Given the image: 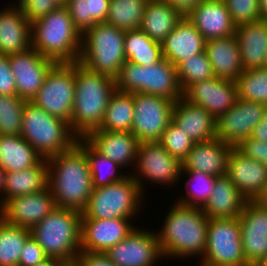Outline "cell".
<instances>
[{
    "label": "cell",
    "mask_w": 267,
    "mask_h": 266,
    "mask_svg": "<svg viewBox=\"0 0 267 266\" xmlns=\"http://www.w3.org/2000/svg\"><path fill=\"white\" fill-rule=\"evenodd\" d=\"M48 187L56 207L83 212L93 191L85 151L76 143L70 150L47 159Z\"/></svg>",
    "instance_id": "cell-1"
},
{
    "label": "cell",
    "mask_w": 267,
    "mask_h": 266,
    "mask_svg": "<svg viewBox=\"0 0 267 266\" xmlns=\"http://www.w3.org/2000/svg\"><path fill=\"white\" fill-rule=\"evenodd\" d=\"M209 218L202 208L173 203L166 213L162 228L157 230L163 258L184 259L199 256L206 249Z\"/></svg>",
    "instance_id": "cell-2"
},
{
    "label": "cell",
    "mask_w": 267,
    "mask_h": 266,
    "mask_svg": "<svg viewBox=\"0 0 267 266\" xmlns=\"http://www.w3.org/2000/svg\"><path fill=\"white\" fill-rule=\"evenodd\" d=\"M115 80L75 62V97L70 128L78 138L98 129L110 98L116 91Z\"/></svg>",
    "instance_id": "cell-3"
},
{
    "label": "cell",
    "mask_w": 267,
    "mask_h": 266,
    "mask_svg": "<svg viewBox=\"0 0 267 266\" xmlns=\"http://www.w3.org/2000/svg\"><path fill=\"white\" fill-rule=\"evenodd\" d=\"M32 47L55 63L78 62L82 34L63 4L31 23Z\"/></svg>",
    "instance_id": "cell-4"
},
{
    "label": "cell",
    "mask_w": 267,
    "mask_h": 266,
    "mask_svg": "<svg viewBox=\"0 0 267 266\" xmlns=\"http://www.w3.org/2000/svg\"><path fill=\"white\" fill-rule=\"evenodd\" d=\"M82 213L56 207L31 229L48 258L73 263L81 251Z\"/></svg>",
    "instance_id": "cell-5"
},
{
    "label": "cell",
    "mask_w": 267,
    "mask_h": 266,
    "mask_svg": "<svg viewBox=\"0 0 267 266\" xmlns=\"http://www.w3.org/2000/svg\"><path fill=\"white\" fill-rule=\"evenodd\" d=\"M125 30L96 23L81 36L78 62L87 69L115 79L126 61Z\"/></svg>",
    "instance_id": "cell-6"
},
{
    "label": "cell",
    "mask_w": 267,
    "mask_h": 266,
    "mask_svg": "<svg viewBox=\"0 0 267 266\" xmlns=\"http://www.w3.org/2000/svg\"><path fill=\"white\" fill-rule=\"evenodd\" d=\"M21 136L43 159L70 150L78 140L67 121L48 114L31 101L25 102Z\"/></svg>",
    "instance_id": "cell-7"
},
{
    "label": "cell",
    "mask_w": 267,
    "mask_h": 266,
    "mask_svg": "<svg viewBox=\"0 0 267 266\" xmlns=\"http://www.w3.org/2000/svg\"><path fill=\"white\" fill-rule=\"evenodd\" d=\"M114 80L117 91L124 93L151 94L174 102L183 97L177 68L166 58L146 66L126 60Z\"/></svg>",
    "instance_id": "cell-8"
},
{
    "label": "cell",
    "mask_w": 267,
    "mask_h": 266,
    "mask_svg": "<svg viewBox=\"0 0 267 266\" xmlns=\"http://www.w3.org/2000/svg\"><path fill=\"white\" fill-rule=\"evenodd\" d=\"M144 193L128 173L120 182H115L92 191L82 218H136L143 205Z\"/></svg>",
    "instance_id": "cell-9"
},
{
    "label": "cell",
    "mask_w": 267,
    "mask_h": 266,
    "mask_svg": "<svg viewBox=\"0 0 267 266\" xmlns=\"http://www.w3.org/2000/svg\"><path fill=\"white\" fill-rule=\"evenodd\" d=\"M200 266H250L243 254L239 218L209 219Z\"/></svg>",
    "instance_id": "cell-10"
},
{
    "label": "cell",
    "mask_w": 267,
    "mask_h": 266,
    "mask_svg": "<svg viewBox=\"0 0 267 266\" xmlns=\"http://www.w3.org/2000/svg\"><path fill=\"white\" fill-rule=\"evenodd\" d=\"M74 94L75 63H55L31 102L70 124Z\"/></svg>",
    "instance_id": "cell-11"
},
{
    "label": "cell",
    "mask_w": 267,
    "mask_h": 266,
    "mask_svg": "<svg viewBox=\"0 0 267 266\" xmlns=\"http://www.w3.org/2000/svg\"><path fill=\"white\" fill-rule=\"evenodd\" d=\"M131 170L133 174L130 173V175L143 193H145L144 181L146 180L153 182V185L154 183L166 184L170 187L178 183V179L181 180L183 176L181 175L182 162L171 156L159 141L139 143L136 162Z\"/></svg>",
    "instance_id": "cell-12"
},
{
    "label": "cell",
    "mask_w": 267,
    "mask_h": 266,
    "mask_svg": "<svg viewBox=\"0 0 267 266\" xmlns=\"http://www.w3.org/2000/svg\"><path fill=\"white\" fill-rule=\"evenodd\" d=\"M131 133L139 142L160 141L172 120L174 101L145 93H133Z\"/></svg>",
    "instance_id": "cell-13"
},
{
    "label": "cell",
    "mask_w": 267,
    "mask_h": 266,
    "mask_svg": "<svg viewBox=\"0 0 267 266\" xmlns=\"http://www.w3.org/2000/svg\"><path fill=\"white\" fill-rule=\"evenodd\" d=\"M105 254L116 266H156L158 259L164 260L157 232L138 226Z\"/></svg>",
    "instance_id": "cell-14"
},
{
    "label": "cell",
    "mask_w": 267,
    "mask_h": 266,
    "mask_svg": "<svg viewBox=\"0 0 267 266\" xmlns=\"http://www.w3.org/2000/svg\"><path fill=\"white\" fill-rule=\"evenodd\" d=\"M265 105L244 99L216 119V137L237 147L251 136L254 127L262 120Z\"/></svg>",
    "instance_id": "cell-15"
},
{
    "label": "cell",
    "mask_w": 267,
    "mask_h": 266,
    "mask_svg": "<svg viewBox=\"0 0 267 266\" xmlns=\"http://www.w3.org/2000/svg\"><path fill=\"white\" fill-rule=\"evenodd\" d=\"M9 63L15 77L17 96L25 101H32L42 87L45 76L55 64L33 47L9 55Z\"/></svg>",
    "instance_id": "cell-16"
},
{
    "label": "cell",
    "mask_w": 267,
    "mask_h": 266,
    "mask_svg": "<svg viewBox=\"0 0 267 266\" xmlns=\"http://www.w3.org/2000/svg\"><path fill=\"white\" fill-rule=\"evenodd\" d=\"M56 208L49 187L36 194L8 199L0 207V218L21 228L32 229Z\"/></svg>",
    "instance_id": "cell-17"
},
{
    "label": "cell",
    "mask_w": 267,
    "mask_h": 266,
    "mask_svg": "<svg viewBox=\"0 0 267 266\" xmlns=\"http://www.w3.org/2000/svg\"><path fill=\"white\" fill-rule=\"evenodd\" d=\"M183 98L201 106L217 119L236 104L237 86L234 81L214 77L190 85L183 92Z\"/></svg>",
    "instance_id": "cell-18"
},
{
    "label": "cell",
    "mask_w": 267,
    "mask_h": 266,
    "mask_svg": "<svg viewBox=\"0 0 267 266\" xmlns=\"http://www.w3.org/2000/svg\"><path fill=\"white\" fill-rule=\"evenodd\" d=\"M133 224L128 218H82L81 251L105 253L136 228Z\"/></svg>",
    "instance_id": "cell-19"
},
{
    "label": "cell",
    "mask_w": 267,
    "mask_h": 266,
    "mask_svg": "<svg viewBox=\"0 0 267 266\" xmlns=\"http://www.w3.org/2000/svg\"><path fill=\"white\" fill-rule=\"evenodd\" d=\"M238 218L243 254L251 266L267 256V209L254 200H247Z\"/></svg>",
    "instance_id": "cell-20"
},
{
    "label": "cell",
    "mask_w": 267,
    "mask_h": 266,
    "mask_svg": "<svg viewBox=\"0 0 267 266\" xmlns=\"http://www.w3.org/2000/svg\"><path fill=\"white\" fill-rule=\"evenodd\" d=\"M226 176L247 200H254L267 184V167L233 147L228 157Z\"/></svg>",
    "instance_id": "cell-21"
},
{
    "label": "cell",
    "mask_w": 267,
    "mask_h": 266,
    "mask_svg": "<svg viewBox=\"0 0 267 266\" xmlns=\"http://www.w3.org/2000/svg\"><path fill=\"white\" fill-rule=\"evenodd\" d=\"M84 139L100 154L118 163L123 169L136 162L139 141L130 131L95 129Z\"/></svg>",
    "instance_id": "cell-22"
},
{
    "label": "cell",
    "mask_w": 267,
    "mask_h": 266,
    "mask_svg": "<svg viewBox=\"0 0 267 266\" xmlns=\"http://www.w3.org/2000/svg\"><path fill=\"white\" fill-rule=\"evenodd\" d=\"M186 16L206 41L235 34L236 25L223 0H204Z\"/></svg>",
    "instance_id": "cell-23"
},
{
    "label": "cell",
    "mask_w": 267,
    "mask_h": 266,
    "mask_svg": "<svg viewBox=\"0 0 267 266\" xmlns=\"http://www.w3.org/2000/svg\"><path fill=\"white\" fill-rule=\"evenodd\" d=\"M233 146L217 137L195 143L182 161V171H201L211 176H224L227 173L229 153Z\"/></svg>",
    "instance_id": "cell-24"
},
{
    "label": "cell",
    "mask_w": 267,
    "mask_h": 266,
    "mask_svg": "<svg viewBox=\"0 0 267 266\" xmlns=\"http://www.w3.org/2000/svg\"><path fill=\"white\" fill-rule=\"evenodd\" d=\"M161 45L163 58L176 67L180 62L204 52L206 40L184 15Z\"/></svg>",
    "instance_id": "cell-25"
},
{
    "label": "cell",
    "mask_w": 267,
    "mask_h": 266,
    "mask_svg": "<svg viewBox=\"0 0 267 266\" xmlns=\"http://www.w3.org/2000/svg\"><path fill=\"white\" fill-rule=\"evenodd\" d=\"M0 10V53L4 55L24 52L32 47L31 23L15 5Z\"/></svg>",
    "instance_id": "cell-26"
},
{
    "label": "cell",
    "mask_w": 267,
    "mask_h": 266,
    "mask_svg": "<svg viewBox=\"0 0 267 266\" xmlns=\"http://www.w3.org/2000/svg\"><path fill=\"white\" fill-rule=\"evenodd\" d=\"M172 120L195 142L216 138V119L183 97L174 103Z\"/></svg>",
    "instance_id": "cell-27"
},
{
    "label": "cell",
    "mask_w": 267,
    "mask_h": 266,
    "mask_svg": "<svg viewBox=\"0 0 267 266\" xmlns=\"http://www.w3.org/2000/svg\"><path fill=\"white\" fill-rule=\"evenodd\" d=\"M205 52L216 78L235 82L244 72L240 47L235 34L207 40Z\"/></svg>",
    "instance_id": "cell-28"
},
{
    "label": "cell",
    "mask_w": 267,
    "mask_h": 266,
    "mask_svg": "<svg viewBox=\"0 0 267 266\" xmlns=\"http://www.w3.org/2000/svg\"><path fill=\"white\" fill-rule=\"evenodd\" d=\"M247 199L226 176L216 177L213 191L202 211L209 219L238 218Z\"/></svg>",
    "instance_id": "cell-29"
},
{
    "label": "cell",
    "mask_w": 267,
    "mask_h": 266,
    "mask_svg": "<svg viewBox=\"0 0 267 266\" xmlns=\"http://www.w3.org/2000/svg\"><path fill=\"white\" fill-rule=\"evenodd\" d=\"M237 38L244 70L265 67L267 50V22L260 20L236 26Z\"/></svg>",
    "instance_id": "cell-30"
},
{
    "label": "cell",
    "mask_w": 267,
    "mask_h": 266,
    "mask_svg": "<svg viewBox=\"0 0 267 266\" xmlns=\"http://www.w3.org/2000/svg\"><path fill=\"white\" fill-rule=\"evenodd\" d=\"M48 187L47 159L36 166L20 171L6 172L5 189L0 196V207L17 196L36 194Z\"/></svg>",
    "instance_id": "cell-31"
},
{
    "label": "cell",
    "mask_w": 267,
    "mask_h": 266,
    "mask_svg": "<svg viewBox=\"0 0 267 266\" xmlns=\"http://www.w3.org/2000/svg\"><path fill=\"white\" fill-rule=\"evenodd\" d=\"M183 16L164 0H148L139 29L161 44Z\"/></svg>",
    "instance_id": "cell-32"
},
{
    "label": "cell",
    "mask_w": 267,
    "mask_h": 266,
    "mask_svg": "<svg viewBox=\"0 0 267 266\" xmlns=\"http://www.w3.org/2000/svg\"><path fill=\"white\" fill-rule=\"evenodd\" d=\"M42 159L21 135H0V167L6 172L29 169Z\"/></svg>",
    "instance_id": "cell-33"
},
{
    "label": "cell",
    "mask_w": 267,
    "mask_h": 266,
    "mask_svg": "<svg viewBox=\"0 0 267 266\" xmlns=\"http://www.w3.org/2000/svg\"><path fill=\"white\" fill-rule=\"evenodd\" d=\"M126 60L137 65L156 64L163 59L162 45L140 29L125 31Z\"/></svg>",
    "instance_id": "cell-34"
},
{
    "label": "cell",
    "mask_w": 267,
    "mask_h": 266,
    "mask_svg": "<svg viewBox=\"0 0 267 266\" xmlns=\"http://www.w3.org/2000/svg\"><path fill=\"white\" fill-rule=\"evenodd\" d=\"M134 118L133 93L115 91L106 108L98 129L108 131H130Z\"/></svg>",
    "instance_id": "cell-35"
},
{
    "label": "cell",
    "mask_w": 267,
    "mask_h": 266,
    "mask_svg": "<svg viewBox=\"0 0 267 266\" xmlns=\"http://www.w3.org/2000/svg\"><path fill=\"white\" fill-rule=\"evenodd\" d=\"M77 144L85 151L89 161L93 189L120 182L128 176L121 172L122 167L118 163L98 153L84 138H78Z\"/></svg>",
    "instance_id": "cell-36"
},
{
    "label": "cell",
    "mask_w": 267,
    "mask_h": 266,
    "mask_svg": "<svg viewBox=\"0 0 267 266\" xmlns=\"http://www.w3.org/2000/svg\"><path fill=\"white\" fill-rule=\"evenodd\" d=\"M110 0H67L64 4L75 28L83 34L96 23L105 22Z\"/></svg>",
    "instance_id": "cell-37"
},
{
    "label": "cell",
    "mask_w": 267,
    "mask_h": 266,
    "mask_svg": "<svg viewBox=\"0 0 267 266\" xmlns=\"http://www.w3.org/2000/svg\"><path fill=\"white\" fill-rule=\"evenodd\" d=\"M148 0H110L106 23L122 30H136L142 23Z\"/></svg>",
    "instance_id": "cell-38"
},
{
    "label": "cell",
    "mask_w": 267,
    "mask_h": 266,
    "mask_svg": "<svg viewBox=\"0 0 267 266\" xmlns=\"http://www.w3.org/2000/svg\"><path fill=\"white\" fill-rule=\"evenodd\" d=\"M31 230L12 225L0 218V266H18L21 249Z\"/></svg>",
    "instance_id": "cell-39"
},
{
    "label": "cell",
    "mask_w": 267,
    "mask_h": 266,
    "mask_svg": "<svg viewBox=\"0 0 267 266\" xmlns=\"http://www.w3.org/2000/svg\"><path fill=\"white\" fill-rule=\"evenodd\" d=\"M186 175V193L177 198V203L203 208L213 191L216 176L205 174L201 171H182L181 175ZM186 196V197H185Z\"/></svg>",
    "instance_id": "cell-40"
},
{
    "label": "cell",
    "mask_w": 267,
    "mask_h": 266,
    "mask_svg": "<svg viewBox=\"0 0 267 266\" xmlns=\"http://www.w3.org/2000/svg\"><path fill=\"white\" fill-rule=\"evenodd\" d=\"M235 83L239 99L267 105V67L244 70Z\"/></svg>",
    "instance_id": "cell-41"
},
{
    "label": "cell",
    "mask_w": 267,
    "mask_h": 266,
    "mask_svg": "<svg viewBox=\"0 0 267 266\" xmlns=\"http://www.w3.org/2000/svg\"><path fill=\"white\" fill-rule=\"evenodd\" d=\"M176 68L182 92L196 82L215 77L205 51L180 62Z\"/></svg>",
    "instance_id": "cell-42"
},
{
    "label": "cell",
    "mask_w": 267,
    "mask_h": 266,
    "mask_svg": "<svg viewBox=\"0 0 267 266\" xmlns=\"http://www.w3.org/2000/svg\"><path fill=\"white\" fill-rule=\"evenodd\" d=\"M25 102L18 96L0 95V135H21Z\"/></svg>",
    "instance_id": "cell-43"
},
{
    "label": "cell",
    "mask_w": 267,
    "mask_h": 266,
    "mask_svg": "<svg viewBox=\"0 0 267 266\" xmlns=\"http://www.w3.org/2000/svg\"><path fill=\"white\" fill-rule=\"evenodd\" d=\"M165 150L181 162L187 157L195 142L173 121L163 132L159 141Z\"/></svg>",
    "instance_id": "cell-44"
},
{
    "label": "cell",
    "mask_w": 267,
    "mask_h": 266,
    "mask_svg": "<svg viewBox=\"0 0 267 266\" xmlns=\"http://www.w3.org/2000/svg\"><path fill=\"white\" fill-rule=\"evenodd\" d=\"M236 26L260 21L259 0H223Z\"/></svg>",
    "instance_id": "cell-45"
},
{
    "label": "cell",
    "mask_w": 267,
    "mask_h": 266,
    "mask_svg": "<svg viewBox=\"0 0 267 266\" xmlns=\"http://www.w3.org/2000/svg\"><path fill=\"white\" fill-rule=\"evenodd\" d=\"M16 4L30 23L63 5L59 0H18Z\"/></svg>",
    "instance_id": "cell-46"
},
{
    "label": "cell",
    "mask_w": 267,
    "mask_h": 266,
    "mask_svg": "<svg viewBox=\"0 0 267 266\" xmlns=\"http://www.w3.org/2000/svg\"><path fill=\"white\" fill-rule=\"evenodd\" d=\"M47 258L43 248L31 235L21 249L18 266H34L43 262Z\"/></svg>",
    "instance_id": "cell-47"
},
{
    "label": "cell",
    "mask_w": 267,
    "mask_h": 266,
    "mask_svg": "<svg viewBox=\"0 0 267 266\" xmlns=\"http://www.w3.org/2000/svg\"><path fill=\"white\" fill-rule=\"evenodd\" d=\"M236 148L246 157L259 161L267 167V142L248 137Z\"/></svg>",
    "instance_id": "cell-48"
},
{
    "label": "cell",
    "mask_w": 267,
    "mask_h": 266,
    "mask_svg": "<svg viewBox=\"0 0 267 266\" xmlns=\"http://www.w3.org/2000/svg\"><path fill=\"white\" fill-rule=\"evenodd\" d=\"M0 95L17 96L15 77L12 73L9 56L0 53Z\"/></svg>",
    "instance_id": "cell-49"
},
{
    "label": "cell",
    "mask_w": 267,
    "mask_h": 266,
    "mask_svg": "<svg viewBox=\"0 0 267 266\" xmlns=\"http://www.w3.org/2000/svg\"><path fill=\"white\" fill-rule=\"evenodd\" d=\"M75 263L78 266H116L105 253L80 251Z\"/></svg>",
    "instance_id": "cell-50"
},
{
    "label": "cell",
    "mask_w": 267,
    "mask_h": 266,
    "mask_svg": "<svg viewBox=\"0 0 267 266\" xmlns=\"http://www.w3.org/2000/svg\"><path fill=\"white\" fill-rule=\"evenodd\" d=\"M173 8L179 10L183 15H187L192 9L204 0H164Z\"/></svg>",
    "instance_id": "cell-51"
},
{
    "label": "cell",
    "mask_w": 267,
    "mask_h": 266,
    "mask_svg": "<svg viewBox=\"0 0 267 266\" xmlns=\"http://www.w3.org/2000/svg\"><path fill=\"white\" fill-rule=\"evenodd\" d=\"M250 137L267 142V105L262 120L254 127Z\"/></svg>",
    "instance_id": "cell-52"
},
{
    "label": "cell",
    "mask_w": 267,
    "mask_h": 266,
    "mask_svg": "<svg viewBox=\"0 0 267 266\" xmlns=\"http://www.w3.org/2000/svg\"><path fill=\"white\" fill-rule=\"evenodd\" d=\"M261 207L267 209V184L264 186L260 194L254 199Z\"/></svg>",
    "instance_id": "cell-53"
},
{
    "label": "cell",
    "mask_w": 267,
    "mask_h": 266,
    "mask_svg": "<svg viewBox=\"0 0 267 266\" xmlns=\"http://www.w3.org/2000/svg\"><path fill=\"white\" fill-rule=\"evenodd\" d=\"M65 263L59 259L47 258L41 263H38L34 266H63Z\"/></svg>",
    "instance_id": "cell-54"
},
{
    "label": "cell",
    "mask_w": 267,
    "mask_h": 266,
    "mask_svg": "<svg viewBox=\"0 0 267 266\" xmlns=\"http://www.w3.org/2000/svg\"><path fill=\"white\" fill-rule=\"evenodd\" d=\"M261 20L267 22V0H259Z\"/></svg>",
    "instance_id": "cell-55"
},
{
    "label": "cell",
    "mask_w": 267,
    "mask_h": 266,
    "mask_svg": "<svg viewBox=\"0 0 267 266\" xmlns=\"http://www.w3.org/2000/svg\"><path fill=\"white\" fill-rule=\"evenodd\" d=\"M5 181H6V171L2 167H0V196L4 192Z\"/></svg>",
    "instance_id": "cell-56"
},
{
    "label": "cell",
    "mask_w": 267,
    "mask_h": 266,
    "mask_svg": "<svg viewBox=\"0 0 267 266\" xmlns=\"http://www.w3.org/2000/svg\"><path fill=\"white\" fill-rule=\"evenodd\" d=\"M251 266H267V256L263 257L259 260H257L253 265Z\"/></svg>",
    "instance_id": "cell-57"
},
{
    "label": "cell",
    "mask_w": 267,
    "mask_h": 266,
    "mask_svg": "<svg viewBox=\"0 0 267 266\" xmlns=\"http://www.w3.org/2000/svg\"><path fill=\"white\" fill-rule=\"evenodd\" d=\"M63 266H78L75 262L73 263H65Z\"/></svg>",
    "instance_id": "cell-58"
},
{
    "label": "cell",
    "mask_w": 267,
    "mask_h": 266,
    "mask_svg": "<svg viewBox=\"0 0 267 266\" xmlns=\"http://www.w3.org/2000/svg\"><path fill=\"white\" fill-rule=\"evenodd\" d=\"M265 67H267V50L265 52Z\"/></svg>",
    "instance_id": "cell-59"
},
{
    "label": "cell",
    "mask_w": 267,
    "mask_h": 266,
    "mask_svg": "<svg viewBox=\"0 0 267 266\" xmlns=\"http://www.w3.org/2000/svg\"><path fill=\"white\" fill-rule=\"evenodd\" d=\"M62 4H65L67 0H59Z\"/></svg>",
    "instance_id": "cell-60"
}]
</instances>
